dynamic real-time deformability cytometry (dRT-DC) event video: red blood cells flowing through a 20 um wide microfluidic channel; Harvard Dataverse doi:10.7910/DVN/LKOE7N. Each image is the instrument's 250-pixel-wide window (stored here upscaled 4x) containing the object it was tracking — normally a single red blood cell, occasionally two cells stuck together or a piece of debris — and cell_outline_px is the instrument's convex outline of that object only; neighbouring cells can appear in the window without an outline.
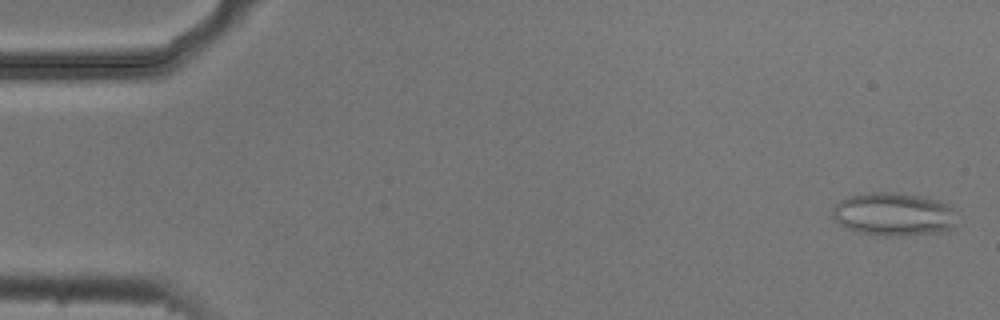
{"species": "common noctule bat (a hibernating species)", "species_latin": "Nyctalus noctula", "temperature_condition": "cold", "stored_images_in_passage": 54, "camera_frame_rate_fps": 3000, "um_per_image_px": 0.085, "animal": {"sex": "male", "body_mass_g": 20.5, "forearm_length_mm": 52.5}, "frame": {"image": 1, "passage_image": 2, "time_ms": 0.333, "image_size_px": [1000, 320], "cell_outline_px": [[952, 228], [944, 232], [900, 236], [884, 236], [856, 232], [844, 228], [832, 216], [832, 208], [840, 200], [848, 196], [872, 192], [896, 192], [940, 200], [948, 204], [952, 208]], "centroid_in_image_um": [75.9, 18.22], "position_along_channel_um": 9.1, "area_um2": 31.39}}
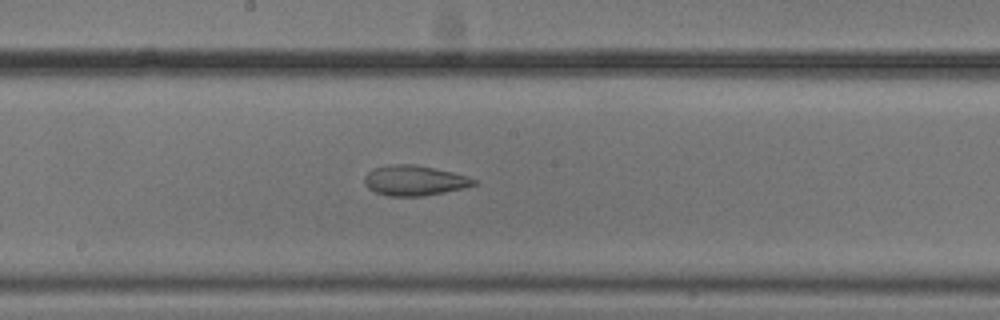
{"frame": {"image": 2, "passage_image": 29, "time_ms": 9.333, "image_size_px": [1000, 320], "cell_outline_px": [[480, 184], [444, 192], [424, 196], [388, 196], [376, 192], [368, 188], [364, 184], [364, 176], [372, 168], [392, 164], [412, 164], [452, 172], [468, 176], [480, 180]], "centroid_in_image_um": [35.24, 15.34], "position_along_channel_um": 213.0, "area_um2": 19.36}}
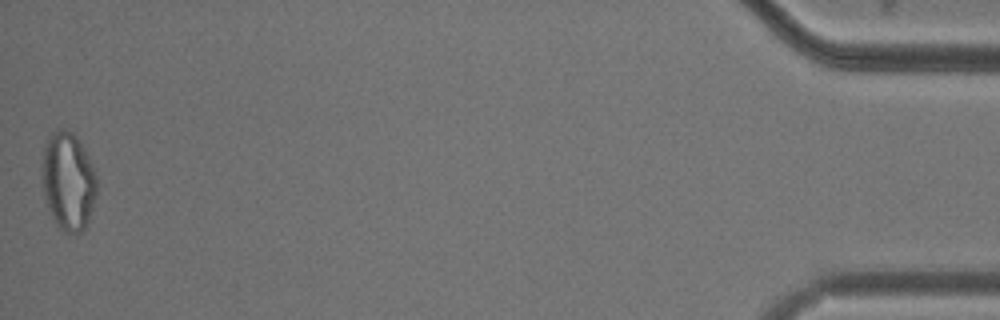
{"frame": {"image": 3, "passage_image": 54, "time_ms": 17.667, "image_size_px": [1000, 320], "cell_outline_px": [[96, 196], [84, 232], [68, 232], [60, 228], [56, 224], [48, 208], [44, 196], [44, 148], [48, 136], [56, 128], [64, 128], [72, 132], [76, 136], [88, 156], [92, 164], [96, 176]], "centroid_in_image_um": [5.82, 15.39], "position_along_channel_um": 429.4, "area_um2": 30.81}, "authors_computed_cell_mechanics": {"area_um2": 24.9696, "velocity_mm_per_s": 3.7278, "shape_relaxation_time_tau1_ms": null, "shape_relaxation_time_tau2_ms": 2.8236, "deformation_change_tau1": null, "deformation_change_tau2": 0.1028}}